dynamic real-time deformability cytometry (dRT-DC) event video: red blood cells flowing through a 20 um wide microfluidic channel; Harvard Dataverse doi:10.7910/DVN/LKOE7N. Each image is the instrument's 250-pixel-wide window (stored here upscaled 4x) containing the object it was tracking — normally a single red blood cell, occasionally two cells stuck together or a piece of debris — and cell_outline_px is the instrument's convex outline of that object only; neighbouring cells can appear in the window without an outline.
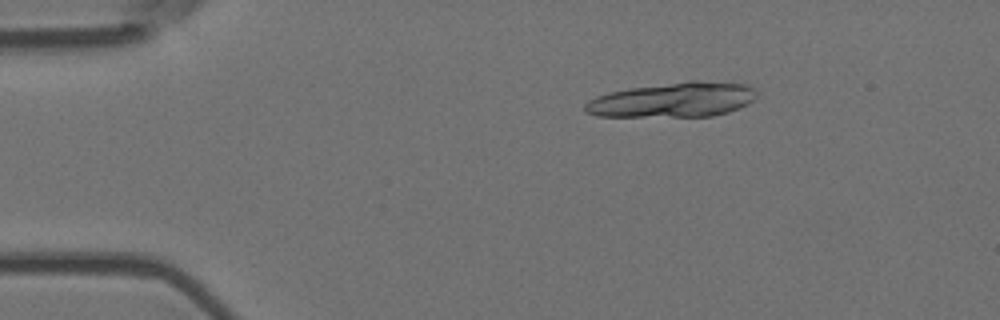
{"species": "Egyptian fruit bat (a non-hibernating species)", "species_latin": "Rousettus aegyptiacus", "temperature_condition": "room temperature", "stored_images_in_passage": 6, "camera_frame_rate_fps": 3000, "um_per_image_px": 0.085, "animal": {"sex": "female"}, "frame": {"image": 1, "passage_image": 3, "time_ms": 0.667, "image_size_px": [1000, 320], "cell_outline_px": [[756, 96], [748, 104], [740, 108], [728, 112], [712, 116], [596, 116], [584, 112], [584, 104], [588, 100], [596, 96], [608, 92], [628, 88], [688, 80], [696, 80], [748, 84], [756, 88]], "centroid_in_image_um": [57.21, 8.47], "position_along_channel_um": 27.8, "area_um2": 35.14}}